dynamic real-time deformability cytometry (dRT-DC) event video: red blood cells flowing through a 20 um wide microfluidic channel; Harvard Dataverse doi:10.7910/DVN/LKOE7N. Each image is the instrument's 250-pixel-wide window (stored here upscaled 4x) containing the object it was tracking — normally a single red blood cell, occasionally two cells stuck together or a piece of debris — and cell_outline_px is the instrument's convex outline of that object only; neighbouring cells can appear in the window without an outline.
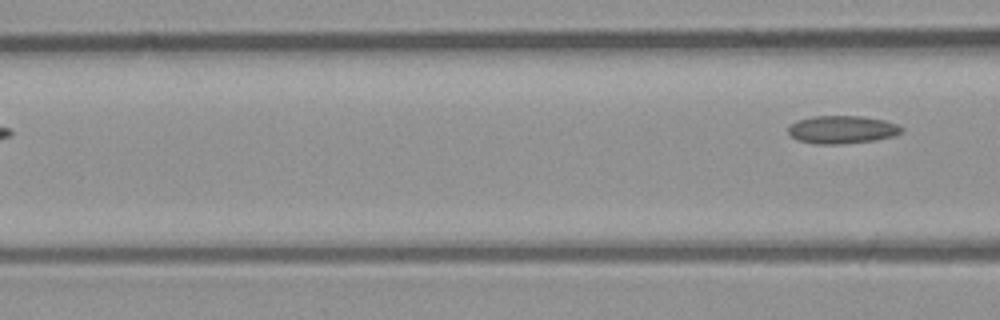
{"species": "common noctule bat (a hibernating species)", "species_latin": "Nyctalus noctula", "temperature_condition": "room temperature", "stored_images_in_passage": 6, "camera_frame_rate_fps": 3000, "um_per_image_px": 0.085, "animal": {"sex": "male", "body_mass_g": 23.1, "forearm_length_mm": 52.7}, "frame": {"image": 1, "passage_image": 6, "time_ms": 1.667, "image_size_px": [1000, 320], "cell_outline_px": [[904, 132], [892, 136], [876, 140], [840, 144], [816, 144], [796, 140], [788, 132], [788, 128], [796, 120], [812, 116], [860, 116], [884, 120], [896, 124], [904, 128]], "centroid_in_image_um": [71.57, 11.02], "position_along_channel_um": 95.0, "area_um2": 18.5}}